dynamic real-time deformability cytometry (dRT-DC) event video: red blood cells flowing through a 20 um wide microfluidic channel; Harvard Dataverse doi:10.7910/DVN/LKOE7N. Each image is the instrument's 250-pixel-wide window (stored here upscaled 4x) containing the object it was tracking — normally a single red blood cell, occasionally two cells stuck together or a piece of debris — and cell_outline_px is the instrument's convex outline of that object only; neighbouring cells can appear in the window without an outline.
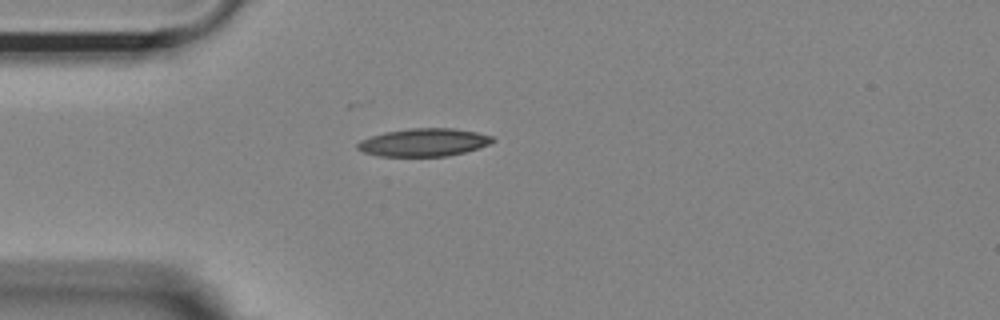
{"species": "Egyptian fruit bat (a non-hibernating species)", "species_latin": "Rousettus aegyptiacus", "temperature_condition": "room temperature", "stored_images_in_passage": 29, "camera_frame_rate_fps": 3000, "um_per_image_px": 0.085, "animal": {"sex": "female"}, "frame": {"image": 1, "passage_image": 1, "time_ms": 0.0, "image_size_px": [1000, 320], "cell_outline_px": [[496, 140], [480, 148], [448, 156], [380, 156], [364, 152], [356, 148], [356, 144], [360, 140], [384, 132], [412, 128], [452, 128], [476, 132], [492, 136]], "centroid_in_image_um": [36.02, 12.1], "position_along_channel_um": 49.0, "area_um2": 21.91}}
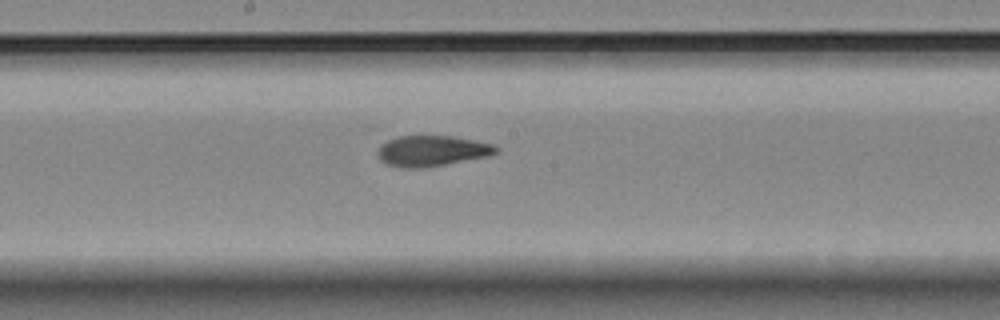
{"frame": {"image": 2, "passage_image": 15, "time_ms": 4.667, "image_size_px": [1000, 320], "cell_outline_px": [[500, 152], [488, 156], [424, 168], [400, 168], [388, 164], [380, 160], [376, 152], [388, 140], [396, 136], [452, 136], [496, 144], [500, 148]], "centroid_in_image_um": [36.76, 12.83], "position_along_channel_um": 211.4, "area_um2": 21.27}}
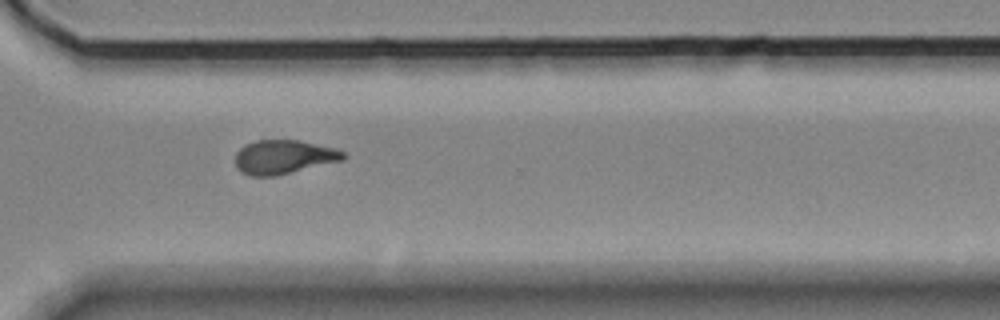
{"frame": {"image": 3, "passage_image": 26, "time_ms": 8.333, "image_size_px": [1000, 320], "cell_outline_px": [[348, 156], [344, 160], [276, 176], [252, 176], [240, 172], [236, 168], [236, 152], [244, 144], [256, 140], [300, 140], [336, 148], [344, 152]], "centroid_in_image_um": [24.13, 13.34], "position_along_channel_um": 346.5, "area_um2": 21.68}, "authors_computed_cell_mechanics": {"area_um2": 21.5594, "velocity_mm_per_s": 3.6854, "shape_relaxation_time_tau1_ms": null, "shape_relaxation_time_tau2_ms": 2.2587, "deformation_change_tau1": null, "deformation_change_tau2": 0.092}}